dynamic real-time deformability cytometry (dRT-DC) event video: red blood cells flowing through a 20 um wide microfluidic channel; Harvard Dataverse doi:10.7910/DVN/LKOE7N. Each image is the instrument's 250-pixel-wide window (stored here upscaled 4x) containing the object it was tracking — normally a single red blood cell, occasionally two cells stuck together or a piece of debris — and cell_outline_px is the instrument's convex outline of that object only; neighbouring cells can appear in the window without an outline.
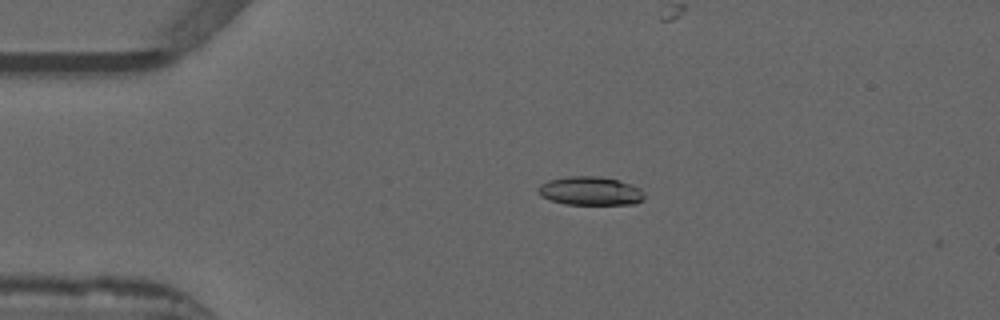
{"species": "common noctule bat (a hibernating species)", "species_latin": "Nyctalus noctula", "temperature_condition": "warm", "stored_images_in_passage": 3, "camera_frame_rate_fps": 3000, "um_per_image_px": 0.085, "animal": {"sex": "male", "forearm_length_mm": 52.5}, "frame": {"image": 1, "passage_image": 1, "time_ms": 0.0, "image_size_px": [1000, 320], "cell_outline_px": [[644, 200], [636, 204], [564, 204], [540, 196], [536, 192], [540, 184], [548, 180], [568, 176], [596, 176], [616, 180], [640, 188], [644, 192]], "centroid_in_image_um": [50.15, 16.24], "position_along_channel_um": 34.8, "area_um2": 17.69}}